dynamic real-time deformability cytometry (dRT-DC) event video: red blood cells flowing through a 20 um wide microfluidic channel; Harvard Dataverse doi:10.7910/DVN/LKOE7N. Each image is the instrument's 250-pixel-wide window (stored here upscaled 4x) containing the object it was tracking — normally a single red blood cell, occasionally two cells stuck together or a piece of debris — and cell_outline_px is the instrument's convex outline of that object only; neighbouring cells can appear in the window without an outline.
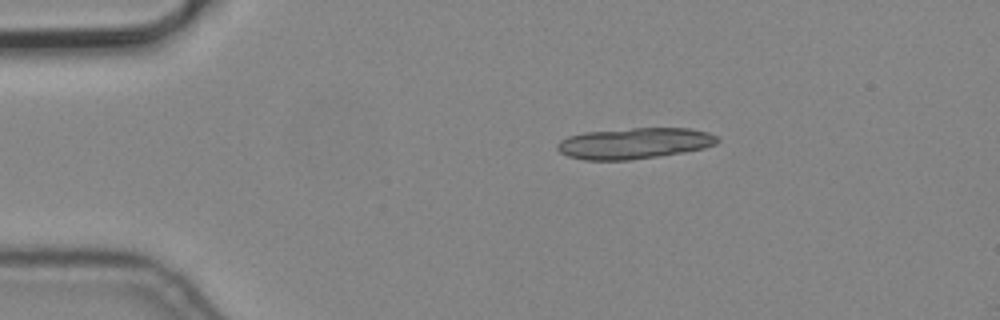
{"species": "common noctule bat (a hibernating species)", "species_latin": "Nyctalus noctula", "temperature_condition": "cold", "stored_images_in_passage": 4, "camera_frame_rate_fps": 3000, "um_per_image_px": 0.085, "animal": {"sex": "male", "body_mass_g": 19.2, "forearm_length_mm": 51.8}, "frame": {"image": 1, "passage_image": 4, "time_ms": 1.0, "image_size_px": [1000, 320], "cell_outline_px": [[720, 140], [716, 144], [704, 148], [684, 152], [628, 160], [584, 160], [568, 156], [560, 152], [556, 148], [556, 144], [560, 140], [568, 136], [584, 132], [632, 128], [692, 128], [708, 132], [716, 136]], "centroid_in_image_um": [53.91, 12.17], "position_along_channel_um": 31.1, "area_um2": 29.02}}